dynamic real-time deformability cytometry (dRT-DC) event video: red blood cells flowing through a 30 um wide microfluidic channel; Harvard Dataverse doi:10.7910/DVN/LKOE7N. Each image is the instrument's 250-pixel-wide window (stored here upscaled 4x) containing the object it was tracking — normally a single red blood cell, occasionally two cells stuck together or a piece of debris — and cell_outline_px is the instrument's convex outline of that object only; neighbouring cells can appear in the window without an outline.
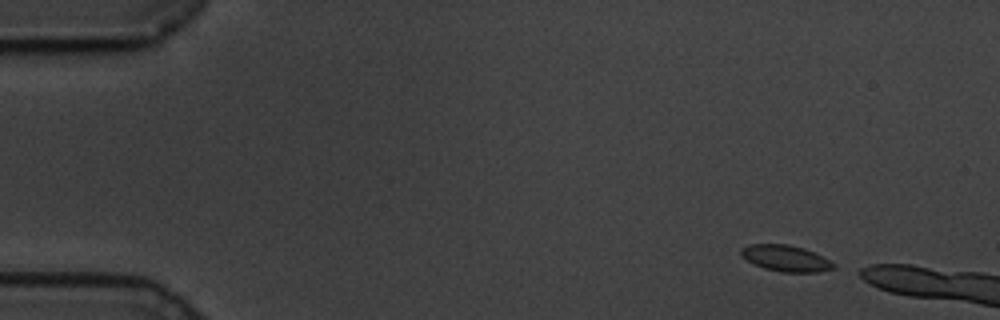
{"species": "common noctule bat (a hibernating species)", "species_latin": "Nyctalus noctula", "temperature_condition": "cold", "stored_images_in_passage": 7, "camera_frame_rate_fps": 3000, "um_per_image_px": 0.085, "animal": {"sex": "male", "body_mass_g": 19.5, "forearm_length_mm": 54.6}, "frame": {"image": 1, "passage_image": 3, "time_ms": 0.667, "image_size_px": [1000, 320], "cell_outline_px": [[836, 268], [816, 272], [780, 272], [764, 268], [740, 256], [740, 248], [752, 244], [788, 244], [804, 248], [836, 264]], "centroid_in_image_um": [66.77, 21.95], "position_along_channel_um": 18.2, "area_um2": 13.99}}